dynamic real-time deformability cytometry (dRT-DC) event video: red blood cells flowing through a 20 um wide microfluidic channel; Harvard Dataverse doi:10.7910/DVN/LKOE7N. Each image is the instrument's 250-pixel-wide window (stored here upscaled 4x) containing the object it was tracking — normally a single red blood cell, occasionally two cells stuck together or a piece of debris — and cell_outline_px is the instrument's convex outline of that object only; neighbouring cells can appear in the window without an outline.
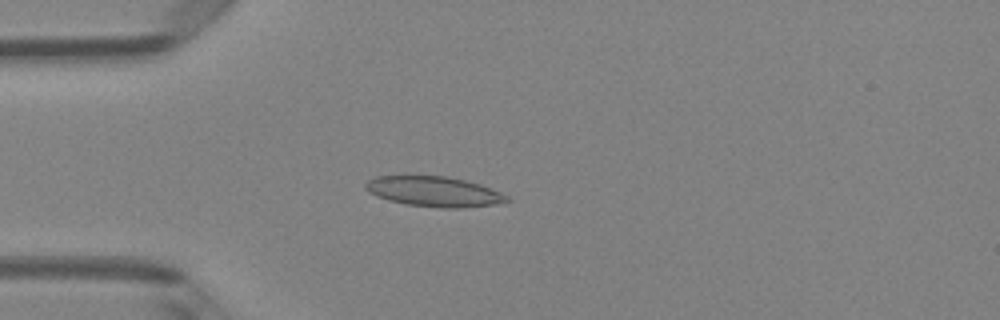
{"species": "Egyptian fruit bat (a non-hibernating species)", "species_latin": "Rousettus aegyptiacus", "temperature_condition": "room temperature", "stored_images_in_passage": 45, "camera_frame_rate_fps": 3000, "um_per_image_px": 0.085, "animal": {"sex": "female"}, "frame": {"image": 1, "passage_image": 9, "time_ms": 2.667, "image_size_px": [1000, 320], "cell_outline_px": [[512, 200], [504, 204], [464, 208], [440, 208], [408, 204], [388, 200], [376, 196], [368, 192], [364, 188], [364, 184], [368, 180], [376, 176], [448, 176], [480, 184], [500, 192], [508, 196]], "centroid_in_image_um": [36.94, 16.29], "position_along_channel_um": 48.1, "area_um2": 25.14}}
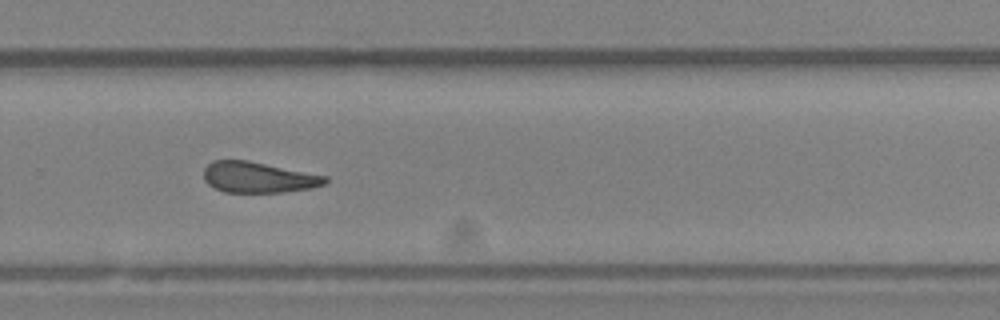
{"frame": {"image": 2, "passage_image": 29, "time_ms": 9.333, "image_size_px": [1000, 320], "cell_outline_px": [[328, 180], [324, 184], [312, 188], [284, 192], [224, 192], [208, 184], [204, 180], [204, 168], [212, 160], [248, 160], [328, 176]], "centroid_in_image_um": [21.96, 15.07], "position_along_channel_um": 307.8, "area_um2": 21.85}}
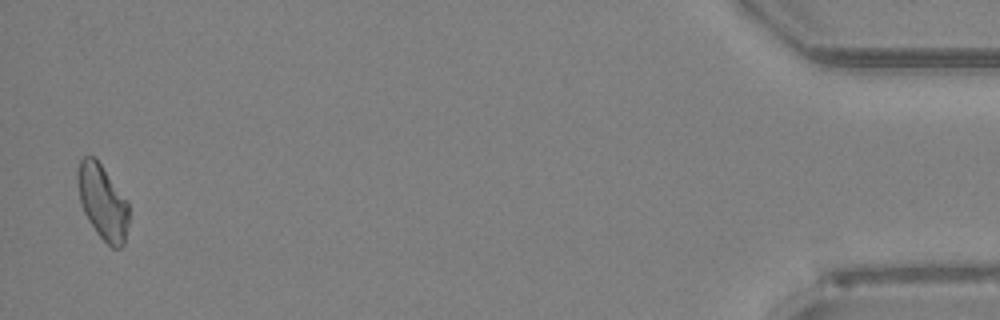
{"frame": {"image": 3, "passage_image": 44, "time_ms": 14.333, "image_size_px": [1000, 320], "cell_outline_px": [[128, 224], [124, 244], [120, 248], [112, 248], [96, 232], [88, 220], [80, 204], [76, 176], [76, 172], [80, 160], [84, 156], [96, 156], [128, 200]], "centroid_in_image_um": [8.71, 17.13], "position_along_channel_um": 426.5, "area_um2": 22.72}}